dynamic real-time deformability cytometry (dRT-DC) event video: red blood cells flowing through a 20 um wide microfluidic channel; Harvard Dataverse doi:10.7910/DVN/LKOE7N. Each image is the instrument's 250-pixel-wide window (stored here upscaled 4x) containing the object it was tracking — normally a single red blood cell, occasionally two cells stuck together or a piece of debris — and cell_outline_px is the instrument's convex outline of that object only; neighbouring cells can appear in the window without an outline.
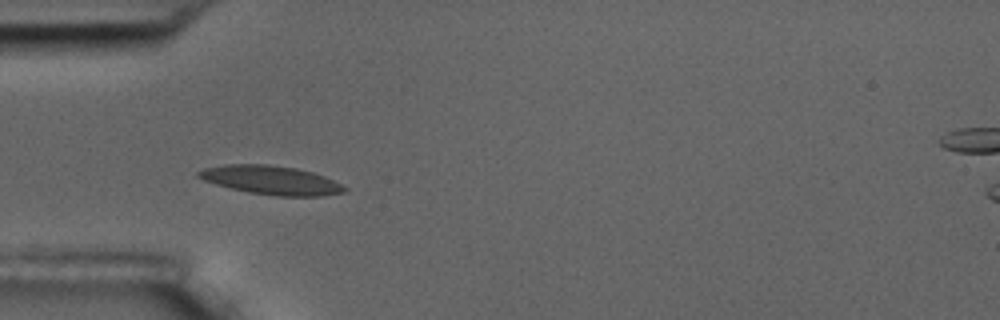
{"species": "common noctule bat (a hibernating species)", "species_latin": "Nyctalus noctula", "temperature_condition": "room temperature", "stored_images_in_passage": 7, "camera_frame_rate_fps": 3000, "um_per_image_px": 0.085, "animal": {"sex": "male", "body_mass_g": 17.5, "forearm_length_mm": 52.3}, "frame": {"image": 1, "passage_image": 5, "time_ms": 4.667, "image_size_px": [1000, 320], "cell_outline_px": [[348, 192], [324, 196], [276, 196], [248, 192], [216, 184], [204, 180], [196, 176], [196, 172], [204, 168], [224, 164], [268, 164], [296, 168], [312, 172], [324, 176], [348, 188]], "centroid_in_image_um": [23.06, 15.31], "position_along_channel_um": 61.9, "area_um2": 24.57}}